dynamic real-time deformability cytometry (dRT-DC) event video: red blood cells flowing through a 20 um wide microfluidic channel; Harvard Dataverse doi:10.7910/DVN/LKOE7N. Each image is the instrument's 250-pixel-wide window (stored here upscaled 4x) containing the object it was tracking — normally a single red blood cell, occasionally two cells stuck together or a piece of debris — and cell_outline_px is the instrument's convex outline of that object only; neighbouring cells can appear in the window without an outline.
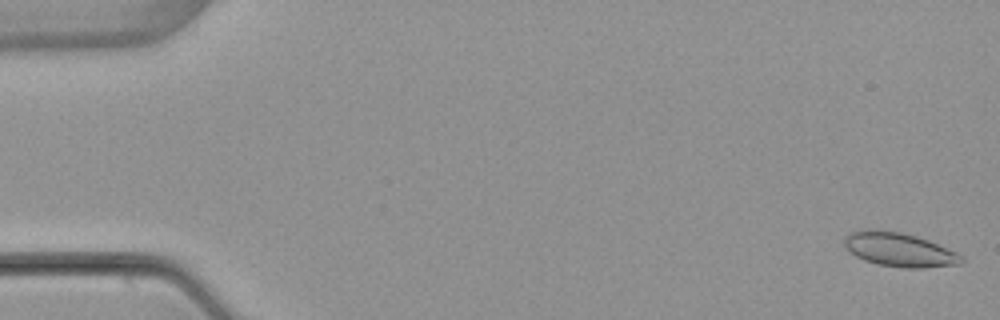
{"species": "common noctule bat (a hibernating species)", "species_latin": "Nyctalus noctula", "temperature_condition": "warm", "stored_images_in_passage": 4, "camera_frame_rate_fps": 3000, "um_per_image_px": 0.085, "animal": {"sex": "female", "body_mass_g": 22.7, "forearm_length_mm": 54.2}, "frame": {"image": 1, "passage_image": 1, "time_ms": 0.0, "image_size_px": [1000, 320], "cell_outline_px": [[964, 260], [960, 264], [924, 268], [904, 268], [876, 264], [864, 260], [856, 256], [844, 248], [844, 236], [848, 232], [860, 228], [880, 228], [900, 232], [916, 236], [928, 240], [956, 252], [964, 256]], "centroid_in_image_um": [76.37, 21.19], "position_along_channel_um": 8.6, "area_um2": 23.76}}